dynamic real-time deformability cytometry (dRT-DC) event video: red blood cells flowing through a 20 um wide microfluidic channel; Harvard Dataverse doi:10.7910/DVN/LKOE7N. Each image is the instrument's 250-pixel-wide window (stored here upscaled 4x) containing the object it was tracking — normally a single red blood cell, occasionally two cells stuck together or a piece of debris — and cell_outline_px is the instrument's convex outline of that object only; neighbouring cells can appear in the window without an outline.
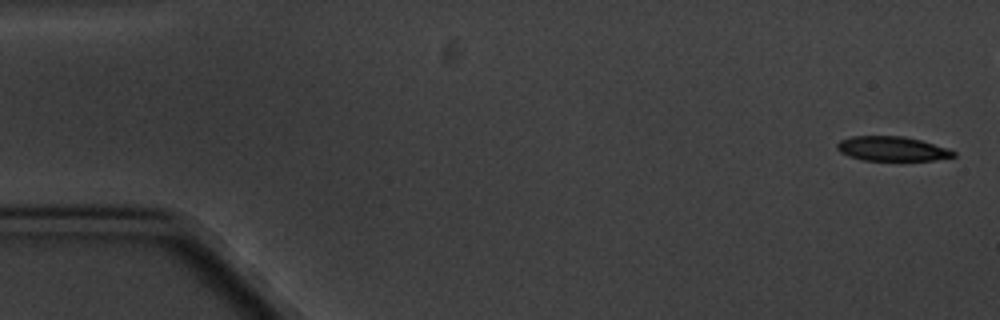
{"species": "common noctule bat (a hibernating species)", "species_latin": "Nyctalus noctula", "temperature_condition": "cold", "stored_images_in_passage": 3, "camera_frame_rate_fps": 3000, "um_per_image_px": 0.085, "animal": {"sex": "male", "body_mass_g": 20.1, "forearm_length_mm": 53.5}, "frame": {"image": 1, "passage_image": 1, "time_ms": 0.0, "image_size_px": [1000, 320], "cell_outline_px": [[956, 156], [936, 160], [860, 160], [848, 156], [840, 152], [836, 148], [836, 144], [840, 140], [852, 136], [904, 136], [920, 140], [948, 148], [956, 152]], "centroid_in_image_um": [75.81, 12.64], "position_along_channel_um": 9.2, "area_um2": 16.7}}